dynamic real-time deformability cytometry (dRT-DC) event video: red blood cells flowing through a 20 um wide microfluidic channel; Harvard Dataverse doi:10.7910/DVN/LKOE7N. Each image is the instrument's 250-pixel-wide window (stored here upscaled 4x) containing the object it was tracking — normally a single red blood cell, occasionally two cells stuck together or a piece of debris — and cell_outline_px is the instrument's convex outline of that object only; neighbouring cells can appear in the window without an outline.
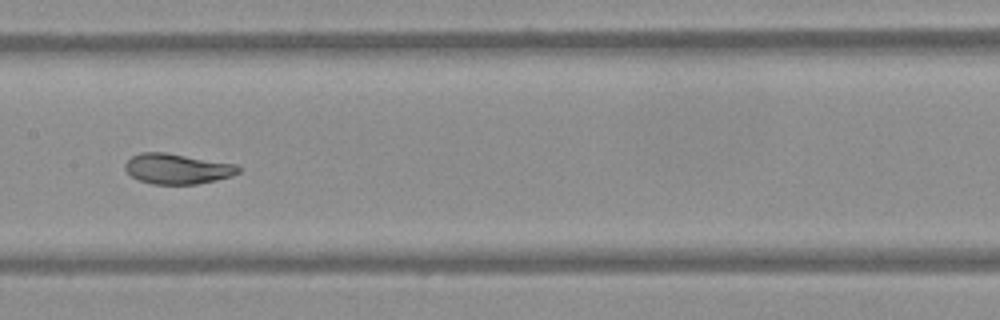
{"species": "Egyptian fruit bat (a non-hibernating species)", "species_latin": "Rousettus aegyptiacus", "temperature_condition": "warm", "stored_images_in_passage": 22, "camera_frame_rate_fps": 3000, "um_per_image_px": 0.085, "frame": {"image": 1, "passage_image": 16, "time_ms": 5.0, "image_size_px": [1000, 320], "cell_outline_px": [[240, 172], [232, 176], [216, 180], [196, 184], [152, 184], [140, 180], [132, 176], [124, 168], [124, 164], [132, 156], [140, 152], [164, 152], [236, 164], [240, 168]], "centroid_in_image_um": [15.07, 14.34], "position_along_channel_um": 192.3, "area_um2": 19.94}}
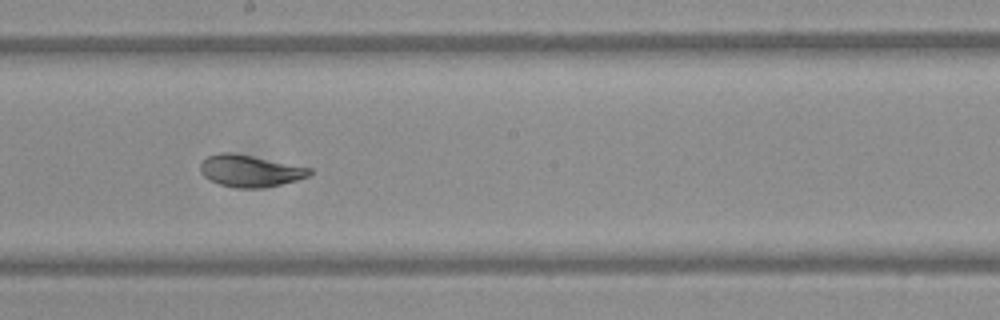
{"frame": {"image": 2, "passage_image": 19, "time_ms": 6.0, "image_size_px": [1000, 320], "cell_outline_px": [[312, 172], [308, 176], [296, 180], [264, 188], [236, 188], [220, 184], [208, 180], [200, 172], [200, 164], [208, 156], [220, 152], [232, 152], [312, 168]], "centroid_in_image_um": [21.23, 14.53], "position_along_channel_um": 227.0, "area_um2": 20.23}}